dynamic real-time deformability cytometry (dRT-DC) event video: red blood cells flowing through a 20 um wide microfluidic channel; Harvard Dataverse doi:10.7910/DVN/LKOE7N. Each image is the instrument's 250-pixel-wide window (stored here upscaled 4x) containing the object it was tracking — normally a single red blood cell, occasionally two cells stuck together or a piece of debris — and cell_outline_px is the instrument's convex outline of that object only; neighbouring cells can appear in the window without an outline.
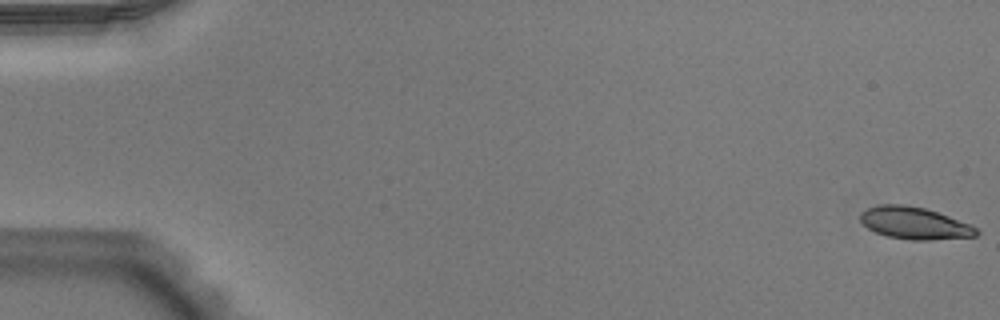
{"species": "Egyptian fruit bat (a non-hibernating species)", "species_latin": "Rousettus aegyptiacus", "temperature_condition": "warm", "stored_images_in_passage": 52, "camera_frame_rate_fps": 3000, "um_per_image_px": 0.085, "animal": {"sex": "male"}, "frame": {"image": 1, "passage_image": 1, "time_ms": 0.0, "image_size_px": [1000, 320], "cell_outline_px": [[980, 232], [976, 236], [932, 240], [908, 240], [888, 236], [876, 232], [868, 228], [860, 220], [860, 212], [868, 208], [880, 204], [904, 204], [924, 208], [948, 216], [968, 224], [976, 228]], "centroid_in_image_um": [77.71, 18.97], "position_along_channel_um": 7.3, "area_um2": 21.56}}
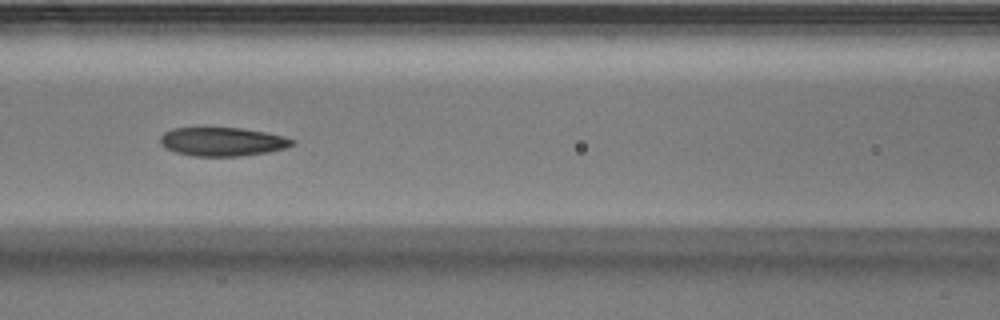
{"frame": {"image": 2, "passage_image": 24, "time_ms": 7.667, "image_size_px": [1000, 320], "cell_outline_px": [[296, 144], [288, 148], [268, 152], [240, 156], [192, 156], [176, 152], [160, 144], [160, 136], [164, 132], [172, 128], [240, 128], [264, 132], [284, 136], [296, 140]], "centroid_in_image_um": [18.95, 12.04], "position_along_channel_um": 147.7, "area_um2": 22.14}}
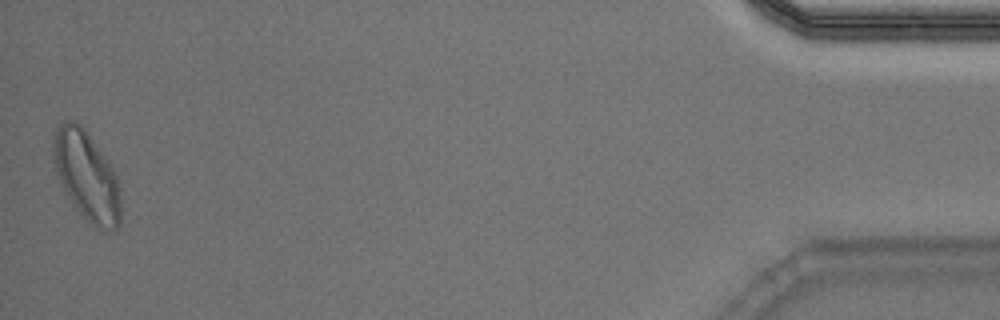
{"frame": {"image": 3, "passage_image": 52, "time_ms": 17.0, "image_size_px": [1000, 320], "cell_outline_px": [[120, 224], [112, 232], [96, 228], [72, 204], [64, 192], [56, 172], [52, 156], [52, 140], [56, 128], [68, 120], [76, 120], [80, 124], [112, 168], [116, 176], [120, 188]], "centroid_in_image_um": [7.34, 14.98], "position_along_channel_um": 427.9, "area_um2": 34.85}, "authors_computed_cell_mechanics": {"area_um2": 22.6576, "velocity_mm_per_s": 3.9281, "shape_relaxation_time_tau1_ms": 5.1052, "shape_relaxation_time_tau2_ms": 2.3961, "deformation_change_tau1": 0.1445, "deformation_change_tau2": 0.0837}}